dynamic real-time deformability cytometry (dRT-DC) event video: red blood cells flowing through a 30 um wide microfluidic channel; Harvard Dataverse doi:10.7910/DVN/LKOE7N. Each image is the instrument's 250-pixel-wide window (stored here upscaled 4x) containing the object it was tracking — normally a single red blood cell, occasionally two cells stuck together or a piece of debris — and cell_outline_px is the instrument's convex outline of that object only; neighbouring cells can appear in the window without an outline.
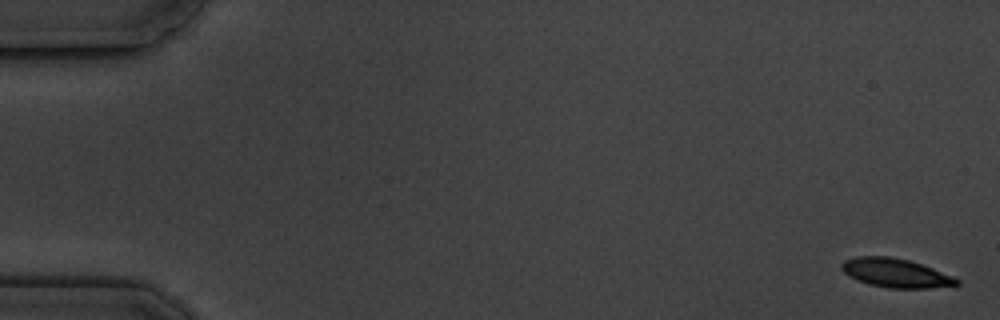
{"species": "common noctule bat (a hibernating species)", "species_latin": "Nyctalus noctula", "temperature_condition": "cold", "stored_images_in_passage": 6, "camera_frame_rate_fps": 3000, "um_per_image_px": 0.085, "animal": {"sex": "male", "body_mass_g": 19.5, "forearm_length_mm": 54.6}, "frame": {"image": 1, "passage_image": 1, "time_ms": 0.0, "image_size_px": [1000, 320], "cell_outline_px": [[960, 284], [956, 288], [888, 288], [868, 284], [856, 280], [848, 276], [840, 268], [840, 264], [844, 260], [856, 256], [888, 256], [908, 260], [932, 268], [952, 276], [960, 280]], "centroid_in_image_um": [76.16, 23.22], "position_along_channel_um": 8.8, "area_um2": 19.77}}
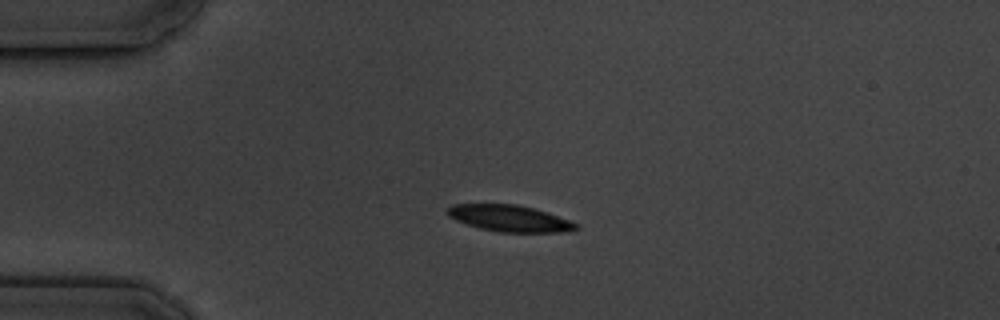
{"frame": {"image": 2, "passage_image": 5, "time_ms": 4.333, "image_size_px": [1000, 320], "cell_outline_px": [[580, 228], [560, 232], [500, 232], [480, 228], [456, 220], [448, 216], [444, 212], [452, 204], [516, 204], [548, 212], [580, 224]], "centroid_in_image_um": [43.32, 18.55], "position_along_channel_um": 41.7, "area_um2": 19.83}}